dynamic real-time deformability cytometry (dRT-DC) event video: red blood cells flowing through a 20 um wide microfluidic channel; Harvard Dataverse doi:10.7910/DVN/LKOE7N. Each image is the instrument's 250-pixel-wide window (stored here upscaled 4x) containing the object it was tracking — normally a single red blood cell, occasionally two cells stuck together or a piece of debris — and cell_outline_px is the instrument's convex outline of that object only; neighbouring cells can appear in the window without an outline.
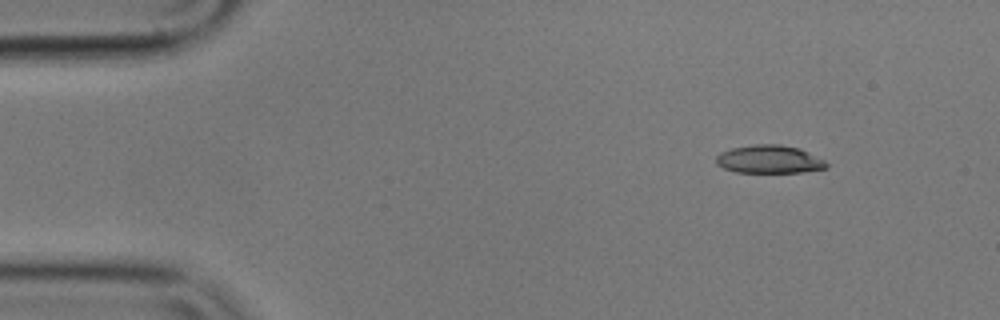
{"species": "common noctule bat (a hibernating species)", "species_latin": "Nyctalus noctula", "temperature_condition": "cold", "stored_images_in_passage": 51, "camera_frame_rate_fps": 3000, "um_per_image_px": 0.085, "animal": {"sex": "male", "body_mass_g": 17.9}, "frame": {"image": 1, "passage_image": 1, "time_ms": 0.0, "image_size_px": [1000, 320], "cell_outline_px": [[828, 168], [800, 172], [736, 172], [724, 168], [716, 164], [716, 156], [720, 152], [732, 148], [756, 144], [780, 144], [800, 148], [824, 160], [828, 164]], "centroid_in_image_um": [65.38, 13.54], "position_along_channel_um": 19.6, "area_um2": 18.03}}
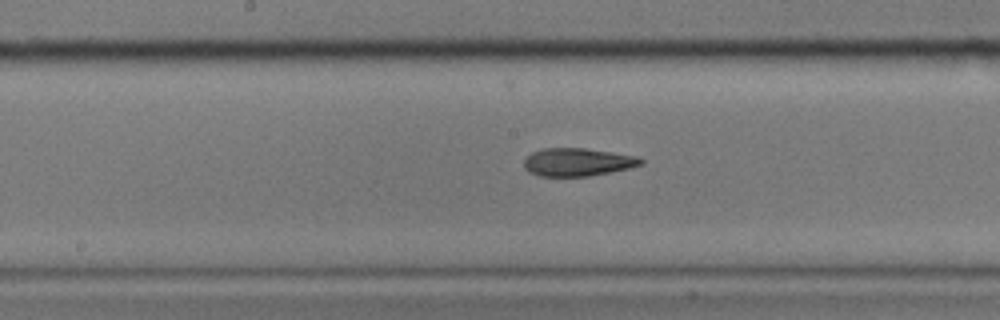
{"frame": {"image": 2, "passage_image": 23, "time_ms": 7.333, "image_size_px": [1000, 320], "cell_outline_px": [[644, 164], [628, 168], [588, 176], [540, 176], [528, 172], [524, 168], [524, 160], [532, 152], [544, 148], [584, 148], [636, 156], [644, 160]], "centroid_in_image_um": [49.07, 13.78], "position_along_channel_um": 199.1, "area_um2": 18.9}}
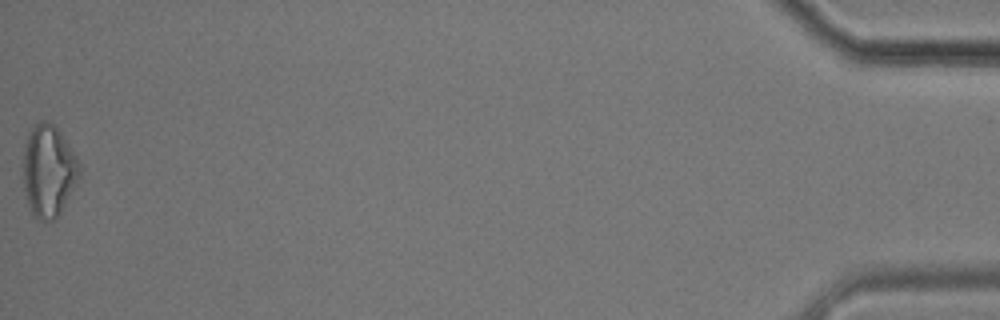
{"frame": {"image": 3, "passage_image": 51, "time_ms": 16.667, "image_size_px": [1000, 320], "cell_outline_px": [[80, 176], [76, 184], [60, 212], [52, 220], [40, 220], [32, 216], [24, 192], [24, 148], [28, 136], [32, 128], [40, 120], [48, 120], [60, 132], [76, 156], [80, 164]], "centroid_in_image_um": [4.13, 14.53], "position_along_channel_um": 431.1, "area_um2": 29.82}, "authors_computed_cell_mechanics": {"area_um2": 19.5942, "velocity_mm_per_s": 3.5379, "shape_relaxation_time_tau1_ms": 6.2395, "shape_relaxation_time_tau2_ms": 2.6061, "deformation_change_tau1": 0.1874, "deformation_change_tau2": 0.1184}}